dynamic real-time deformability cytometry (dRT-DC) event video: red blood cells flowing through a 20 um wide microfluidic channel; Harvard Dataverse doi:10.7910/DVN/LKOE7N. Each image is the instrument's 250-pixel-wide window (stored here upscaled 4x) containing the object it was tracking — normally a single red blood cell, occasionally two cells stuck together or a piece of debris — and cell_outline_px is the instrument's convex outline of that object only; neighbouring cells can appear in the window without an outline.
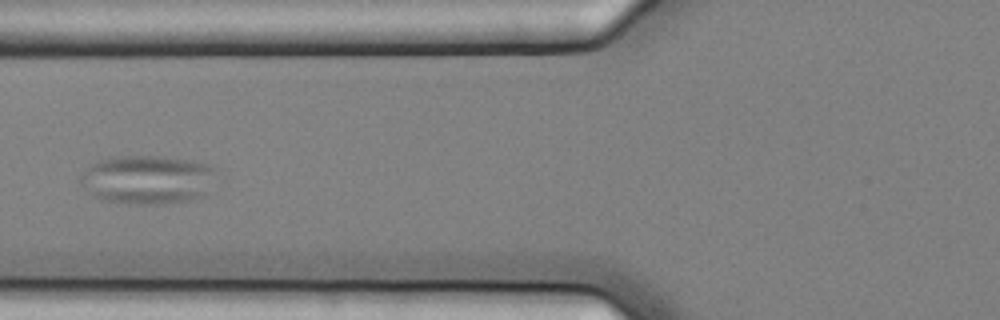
{"species": "common noctule bat (a hibernating species)", "species_latin": "Nyctalus noctula", "temperature_condition": "cold", "stored_images_in_passage": 9, "camera_frame_rate_fps": 3000, "um_per_image_px": 0.085, "animal": {"sex": "female", "body_mass_g": 25.1}, "frame": {"image": 1, "passage_image": 9, "time_ms": 2.667, "image_size_px": [1000, 320], "cell_outline_px": [[216, 168], [204, 196], [188, 200], [164, 204], [136, 204], [100, 200], [92, 196], [80, 184], [80, 176], [96, 160], [116, 156], [156, 156], [192, 160], [208, 164]], "centroid_in_image_um": [12.48, 15.26], "position_along_channel_um": 113.3, "area_um2": 38.67}}